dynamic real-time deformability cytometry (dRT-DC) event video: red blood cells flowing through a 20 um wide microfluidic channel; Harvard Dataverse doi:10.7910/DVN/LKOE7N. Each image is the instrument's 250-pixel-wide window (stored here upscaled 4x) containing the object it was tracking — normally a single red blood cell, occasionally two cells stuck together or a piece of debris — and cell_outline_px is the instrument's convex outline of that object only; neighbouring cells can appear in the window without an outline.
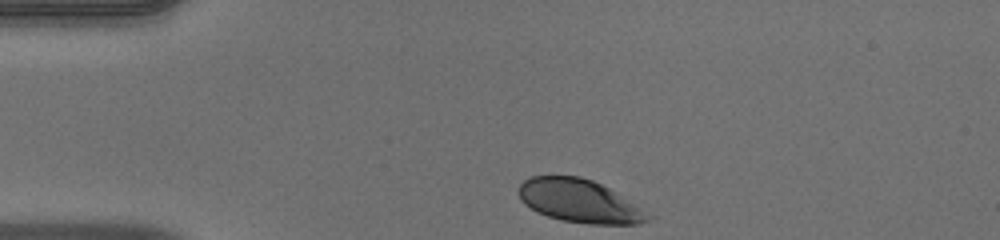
{"species": "human", "species_latin": "Homo sapiens", "temperature_condition": "warm", "stored_images_in_passage": 33, "camera_frame_rate_fps": 3000, "um_per_image_px": 0.085, "donor": {"sex": "male"}, "frame": {"image": 1, "passage_image": 1, "time_ms": 0.0, "image_size_px": [1000, 240], "cell_outline_px": [[652, 216], [648, 220], [640, 224], [588, 224], [560, 220], [536, 212], [524, 204], [520, 200], [520, 184], [528, 176], [580, 176], [592, 180], [608, 188]], "centroid_in_image_um": [49.19, 17.09], "position_along_channel_um": 35.8, "area_um2": 32.08}}
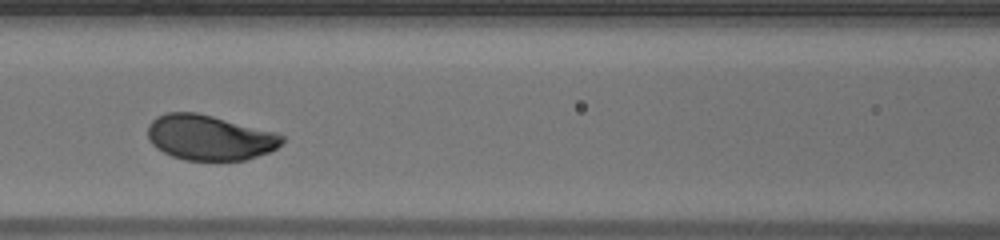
{"frame": {"image": 2, "passage_image": 13, "time_ms": 4.0, "image_size_px": [1000, 240], "cell_outline_px": [[284, 140], [276, 148], [268, 152], [244, 160], [184, 160], [172, 156], [156, 148], [148, 140], [148, 124], [156, 116], [168, 112], [196, 112], [276, 132], [284, 136]], "centroid_in_image_um": [17.78, 11.69], "position_along_channel_um": 148.8, "area_um2": 35.26}}
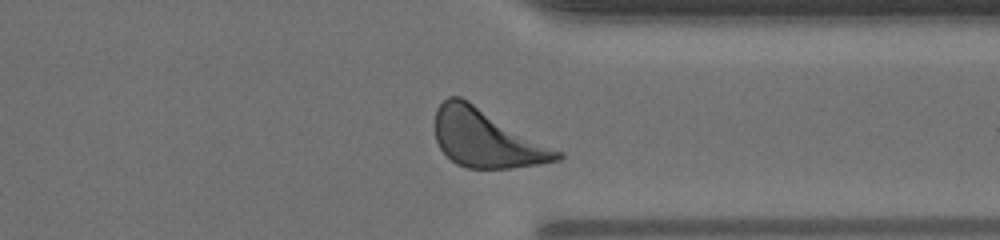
{"frame": {"image": 3, "passage_image": 30, "time_ms": 9.667, "image_size_px": [1000, 240], "cell_outline_px": [[564, 156], [560, 160], [512, 168], [468, 168], [456, 164], [440, 148], [436, 140], [436, 108], [448, 96], [460, 96], [468, 100], [564, 152]], "centroid_in_image_um": [41.38, 11.76], "position_along_channel_um": 370.0, "area_um2": 41.21}, "authors_computed_cell_mechanics": {"area_um2": 35.7204, "velocity_mm_per_s": 3.93, "shape_relaxation_time_tau1_ms": 2.1724, "shape_relaxation_time_tau2_ms": 6.1294, "deformation_change_tau1": 0.1223, "deformation_change_tau2": 0.1953}}